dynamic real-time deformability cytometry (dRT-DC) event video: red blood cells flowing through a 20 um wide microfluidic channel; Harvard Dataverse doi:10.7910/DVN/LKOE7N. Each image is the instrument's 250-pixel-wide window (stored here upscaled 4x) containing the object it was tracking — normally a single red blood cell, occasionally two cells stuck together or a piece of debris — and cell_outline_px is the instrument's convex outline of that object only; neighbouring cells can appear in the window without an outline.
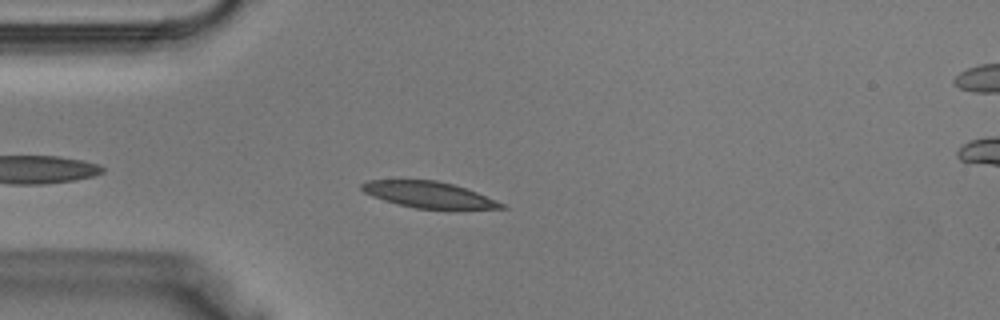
{"species": "Egyptian fruit bat (a non-hibernating species)", "species_latin": "Rousettus aegyptiacus", "temperature_condition": "warm", "stored_images_in_passage": 25, "camera_frame_rate_fps": 3000, "um_per_image_px": 0.085, "animal": {"sex": "male"}, "frame": {"image": 1, "passage_image": 4, "time_ms": 1.0, "image_size_px": [1000, 320], "cell_outline_px": [[508, 208], [416, 208], [396, 204], [372, 196], [364, 192], [360, 188], [360, 184], [368, 180], [436, 180], [452, 184], [476, 192], [504, 204]], "centroid_in_image_um": [36.36, 16.53], "position_along_channel_um": 48.6, "area_um2": 20.81}}
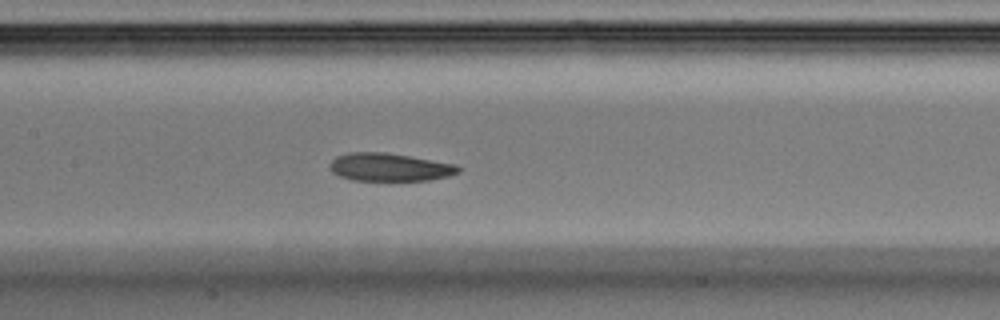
{"frame": {"image": 2, "passage_image": 12, "time_ms": 3.667, "image_size_px": [1000, 320], "cell_outline_px": [[460, 172], [448, 176], [428, 180], [352, 180], [340, 176], [332, 172], [328, 168], [328, 164], [336, 156], [348, 152], [384, 152], [456, 164], [460, 168]], "centroid_in_image_um": [33.07, 14.2], "position_along_channel_um": 174.3, "area_um2": 20.92}}
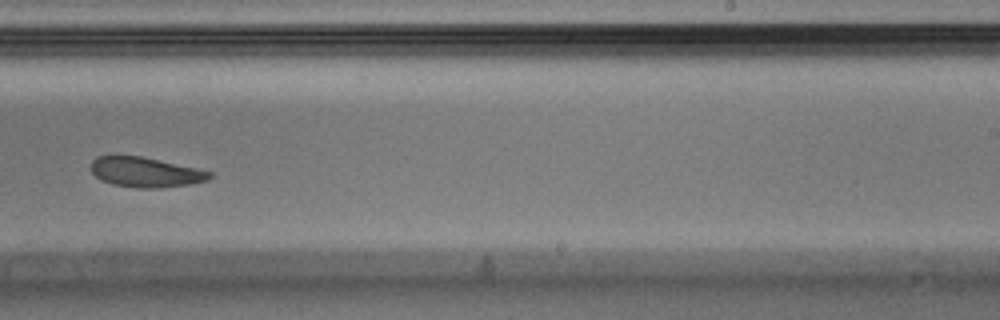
{"frame": {"image": 3, "passage_image": 18, "time_ms": 5.667, "image_size_px": [1000, 320], "cell_outline_px": [[212, 176], [208, 180], [192, 184], [160, 188], [136, 188], [112, 184], [100, 180], [92, 172], [92, 160], [96, 156], [140, 156], [196, 168], [212, 172]], "centroid_in_image_um": [12.37, 14.65], "position_along_channel_um": 276.6, "area_um2": 20.63}}